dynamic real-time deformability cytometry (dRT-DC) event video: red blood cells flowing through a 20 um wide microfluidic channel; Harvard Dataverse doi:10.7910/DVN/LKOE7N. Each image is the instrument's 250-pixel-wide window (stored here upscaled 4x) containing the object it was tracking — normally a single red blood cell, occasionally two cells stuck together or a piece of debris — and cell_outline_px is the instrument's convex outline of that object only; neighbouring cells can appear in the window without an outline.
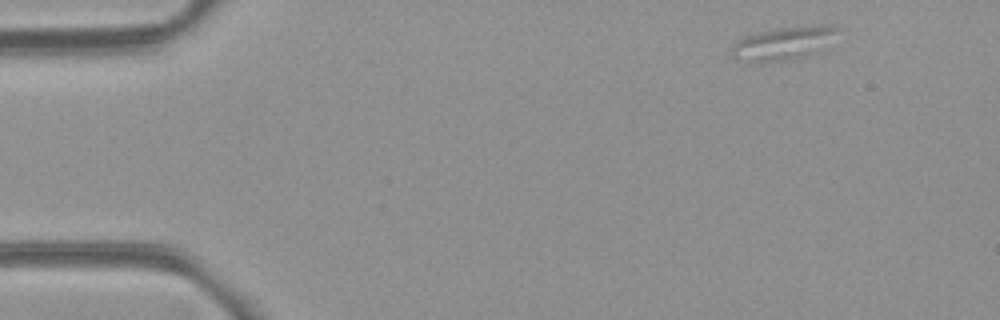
{"species": "common noctule bat (a hibernating species)", "species_latin": "Nyctalus noctula", "temperature_condition": "room temperature", "stored_images_in_passage": 3, "camera_frame_rate_fps": 3000, "um_per_image_px": 0.085, "animal": {"sex": "female", "body_mass_g": 21.9}, "frame": {"image": 1, "passage_image": 1, "time_ms": 0.0, "image_size_px": [1000, 320], "cell_outline_px": [[840, 28], [816, 52], [792, 60], [748, 60], [736, 56], [732, 52], [732, 48], [736, 40], [744, 36], [776, 28], [820, 24], [832, 24]], "centroid_in_image_um": [66.63, 3.62], "position_along_channel_um": 18.4, "area_um2": 19.59}}